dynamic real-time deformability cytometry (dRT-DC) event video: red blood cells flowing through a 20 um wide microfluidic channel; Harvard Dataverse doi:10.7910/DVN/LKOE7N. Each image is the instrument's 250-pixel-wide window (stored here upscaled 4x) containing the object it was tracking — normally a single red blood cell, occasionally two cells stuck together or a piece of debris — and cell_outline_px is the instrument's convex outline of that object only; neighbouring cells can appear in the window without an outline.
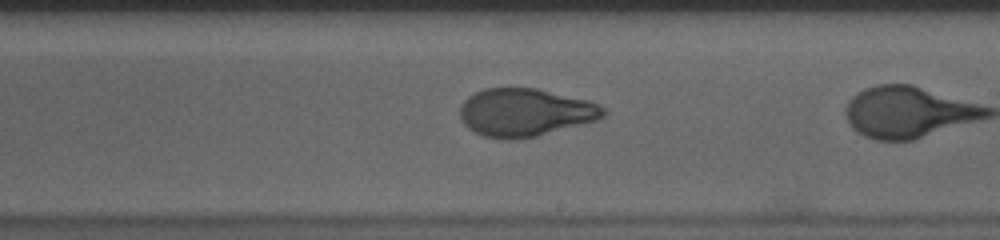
{"species": "human", "species_latin": "Homo sapiens", "temperature_condition": "cold", "stored_images_in_passage": 26, "camera_frame_rate_fps": 3000, "um_per_image_px": 0.085, "donor": {"sex": "male"}, "frame": {"image": 1, "passage_image": 15, "time_ms": 4.667, "image_size_px": [1000, 240], "cell_outline_px": [[608, 112], [604, 116], [596, 120], [536, 136], [516, 140], [504, 140], [484, 136], [468, 128], [460, 120], [460, 104], [468, 96], [484, 88], [536, 88], [588, 100], [608, 108]], "centroid_in_image_um": [44.63, 9.56], "position_along_channel_um": 244.4, "area_um2": 40.23}}